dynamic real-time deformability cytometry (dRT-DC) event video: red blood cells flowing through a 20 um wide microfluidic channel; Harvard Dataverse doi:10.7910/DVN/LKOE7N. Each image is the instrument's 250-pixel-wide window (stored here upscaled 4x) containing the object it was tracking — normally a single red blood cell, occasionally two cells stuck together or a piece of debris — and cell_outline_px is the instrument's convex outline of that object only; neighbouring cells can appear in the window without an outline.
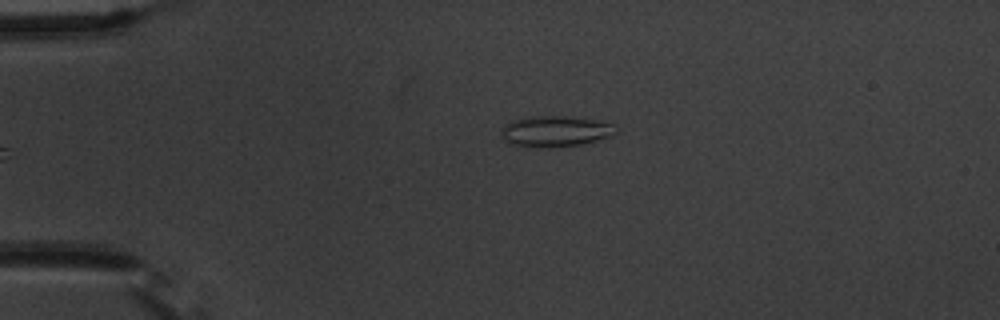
{"species": "common noctule bat (a hibernating species)", "species_latin": "Nyctalus noctula", "temperature_condition": "warm", "stored_images_in_passage": 6, "camera_frame_rate_fps": 3000, "um_per_image_px": 0.085, "animal": {"sex": "male", "body_mass_g": 20.1, "forearm_length_mm": 53.5}, "frame": {"image": 1, "passage_image": 6, "time_ms": 5.667, "image_size_px": [1000, 320], "cell_outline_px": [[616, 132], [612, 136], [580, 144], [544, 148], [528, 148], [512, 144], [504, 140], [500, 136], [500, 132], [512, 120], [528, 116], [572, 116], [608, 120], [616, 124]], "centroid_in_image_um": [47.26, 11.14], "position_along_channel_um": 37.7, "area_um2": 21.21}}